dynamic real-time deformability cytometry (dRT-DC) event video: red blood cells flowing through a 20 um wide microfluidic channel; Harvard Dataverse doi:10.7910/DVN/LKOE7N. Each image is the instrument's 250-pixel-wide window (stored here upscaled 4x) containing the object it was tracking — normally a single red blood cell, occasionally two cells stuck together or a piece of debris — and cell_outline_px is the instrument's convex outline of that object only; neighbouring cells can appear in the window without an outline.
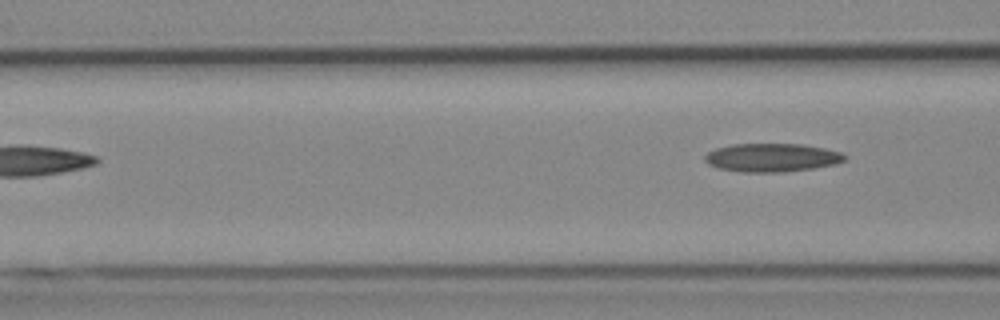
{"species": "Egyptian fruit bat (a non-hibernating species)", "species_latin": "Rousettus aegyptiacus", "temperature_condition": "cold", "stored_images_in_passage": 3, "camera_frame_rate_fps": 3000, "um_per_image_px": 0.085, "animal": {"sex": "female"}, "frame": {"image": 1, "passage_image": 3, "time_ms": 2.333, "image_size_px": [1000, 320], "cell_outline_px": [[848, 156], [844, 160], [836, 164], [812, 168], [784, 172], [744, 172], [720, 168], [708, 164], [704, 160], [704, 156], [708, 152], [716, 148], [732, 144], [804, 144], [824, 148], [840, 152]], "centroid_in_image_um": [65.62, 13.39], "position_along_channel_um": 101.0, "area_um2": 23.12}}